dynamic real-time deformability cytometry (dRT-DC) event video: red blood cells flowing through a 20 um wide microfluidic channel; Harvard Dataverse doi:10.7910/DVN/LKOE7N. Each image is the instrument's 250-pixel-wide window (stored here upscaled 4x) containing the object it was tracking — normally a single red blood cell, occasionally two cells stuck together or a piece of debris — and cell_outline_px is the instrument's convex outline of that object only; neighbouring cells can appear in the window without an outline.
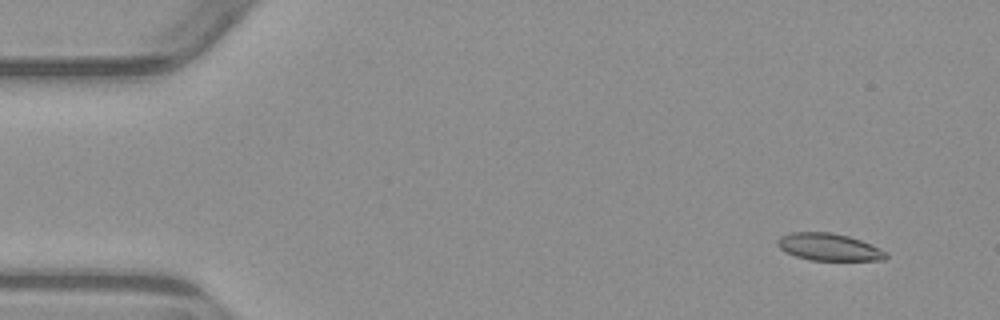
{"species": "common noctule bat (a hibernating species)", "species_latin": "Nyctalus noctula", "temperature_condition": "warm", "stored_images_in_passage": 4, "camera_frame_rate_fps": 3000, "um_per_image_px": 0.085, "animal": {"sex": "male", "body_mass_g": 23.1, "forearm_length_mm": 52.7}, "frame": {"image": 1, "passage_image": 2, "time_ms": 1.333, "image_size_px": [1000, 320], "cell_outline_px": [[888, 256], [884, 260], [808, 260], [784, 252], [776, 244], [776, 240], [780, 236], [792, 232], [832, 232], [848, 236], [860, 240], [880, 248], [888, 252]], "centroid_in_image_um": [70.44, 21.0], "position_along_channel_um": 14.6, "area_um2": 17.34}}
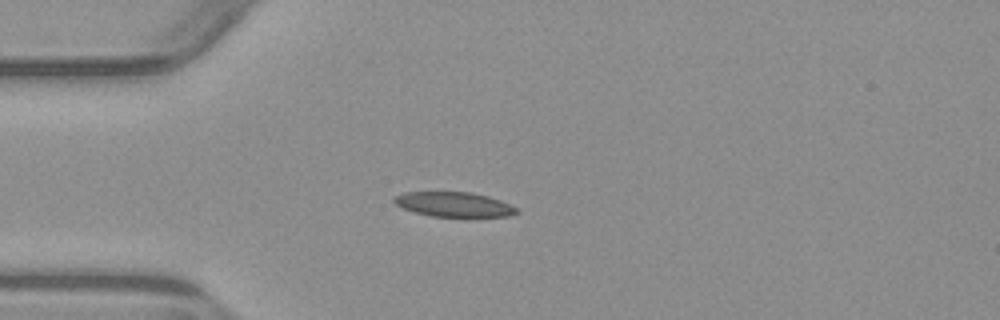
{"frame": {"image": 2, "passage_image": 4, "time_ms": 4.667, "image_size_px": [1000, 320], "cell_outline_px": [[520, 212], [508, 216], [468, 220], [432, 216], [416, 212], [404, 208], [396, 204], [392, 200], [396, 196], [404, 192], [472, 192], [488, 196], [500, 200], [516, 208]], "centroid_in_image_um": [38.67, 17.43], "position_along_channel_um": 46.3, "area_um2": 18.44}}